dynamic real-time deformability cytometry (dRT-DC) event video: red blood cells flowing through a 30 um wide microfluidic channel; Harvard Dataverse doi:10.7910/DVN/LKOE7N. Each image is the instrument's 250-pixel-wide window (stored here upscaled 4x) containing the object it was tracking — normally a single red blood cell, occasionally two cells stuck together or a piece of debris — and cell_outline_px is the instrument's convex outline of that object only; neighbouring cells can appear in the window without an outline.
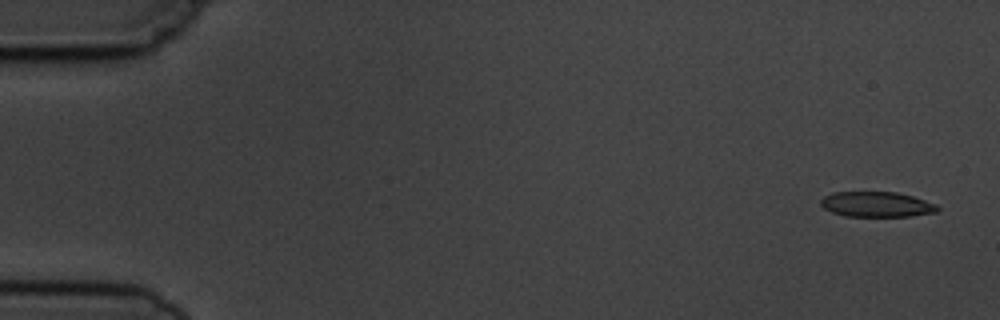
{"species": "common noctule bat (a hibernating species)", "species_latin": "Nyctalus noctula", "temperature_condition": "cold", "stored_images_in_passage": 6, "segment_of_instrument_passage": [1, 2], "camera_frame_rate_fps": 3000, "um_per_image_px": 0.085, "animal": {"sex": "male", "body_mass_g": 19.5, "forearm_length_mm": 54.6}, "frame": {"image": 1, "passage_image": 1, "time_ms": 0.0, "image_size_px": [1000, 320], "cell_outline_px": [[940, 208], [936, 212], [912, 216], [844, 216], [832, 212], [824, 208], [820, 204], [820, 200], [824, 196], [832, 192], [896, 192], [912, 196], [936, 204]], "centroid_in_image_um": [74.5, 17.37], "position_along_channel_um": 10.5, "area_um2": 17.17}}